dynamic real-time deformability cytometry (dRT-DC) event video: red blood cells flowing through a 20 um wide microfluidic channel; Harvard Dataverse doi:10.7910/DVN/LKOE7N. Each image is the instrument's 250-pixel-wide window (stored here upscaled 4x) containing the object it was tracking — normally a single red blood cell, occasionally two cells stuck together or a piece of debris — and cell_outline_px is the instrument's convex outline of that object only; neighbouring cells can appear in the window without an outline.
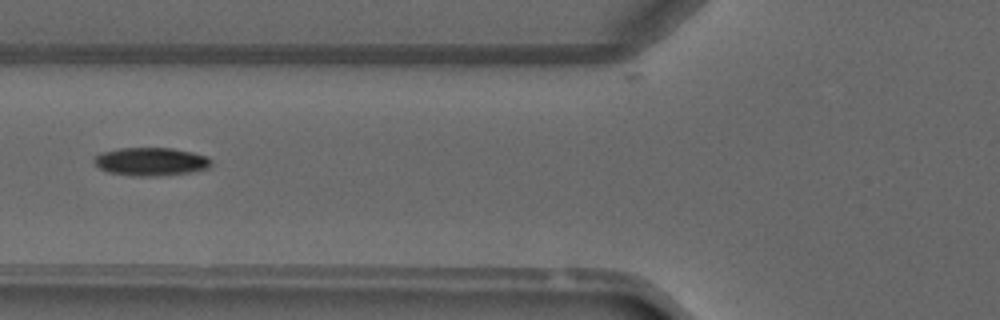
{"species": "common noctule bat (a hibernating species)", "species_latin": "Nyctalus noctula", "temperature_condition": "warm", "stored_images_in_passage": 7, "camera_frame_rate_fps": 3000, "um_per_image_px": 0.085, "animal": {"sex": "male", "forearm_length_mm": 52.5}, "frame": {"image": 1, "passage_image": 3, "time_ms": 2.333, "image_size_px": [1000, 320], "cell_outline_px": [[212, 164], [208, 168], [188, 172], [160, 176], [132, 176], [108, 172], [100, 168], [92, 160], [100, 152], [116, 148], [172, 148], [192, 152], [208, 156], [212, 160]], "centroid_in_image_um": [12.82, 13.73], "position_along_channel_um": 113.0, "area_um2": 19.36}}